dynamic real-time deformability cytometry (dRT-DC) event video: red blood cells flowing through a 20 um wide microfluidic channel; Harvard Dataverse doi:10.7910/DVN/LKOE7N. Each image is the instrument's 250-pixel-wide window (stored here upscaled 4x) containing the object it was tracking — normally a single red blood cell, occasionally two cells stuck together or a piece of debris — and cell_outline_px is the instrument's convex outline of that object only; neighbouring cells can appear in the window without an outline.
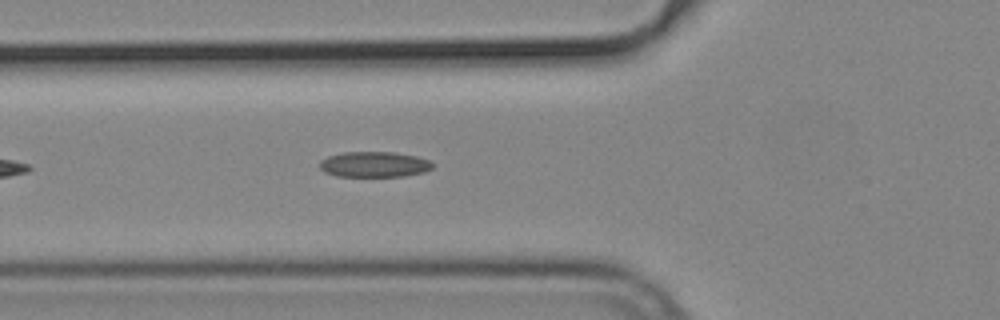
{"species": "common noctule bat (a hibernating species)", "species_latin": "Nyctalus noctula", "temperature_condition": "cold", "stored_images_in_passage": 14, "camera_frame_rate_fps": 3000, "um_per_image_px": 0.085, "animal": {"sex": "male", "body_mass_g": 19.2, "forearm_length_mm": 51.8}, "frame": {"image": 1, "passage_image": 7, "time_ms": 2.0, "image_size_px": [1000, 320], "cell_outline_px": [[432, 168], [424, 172], [404, 176], [336, 176], [324, 172], [320, 168], [320, 160], [328, 156], [344, 152], [392, 152], [416, 156], [428, 160], [432, 164]], "centroid_in_image_um": [31.78, 13.97], "position_along_channel_um": 94.0, "area_um2": 16.7}}